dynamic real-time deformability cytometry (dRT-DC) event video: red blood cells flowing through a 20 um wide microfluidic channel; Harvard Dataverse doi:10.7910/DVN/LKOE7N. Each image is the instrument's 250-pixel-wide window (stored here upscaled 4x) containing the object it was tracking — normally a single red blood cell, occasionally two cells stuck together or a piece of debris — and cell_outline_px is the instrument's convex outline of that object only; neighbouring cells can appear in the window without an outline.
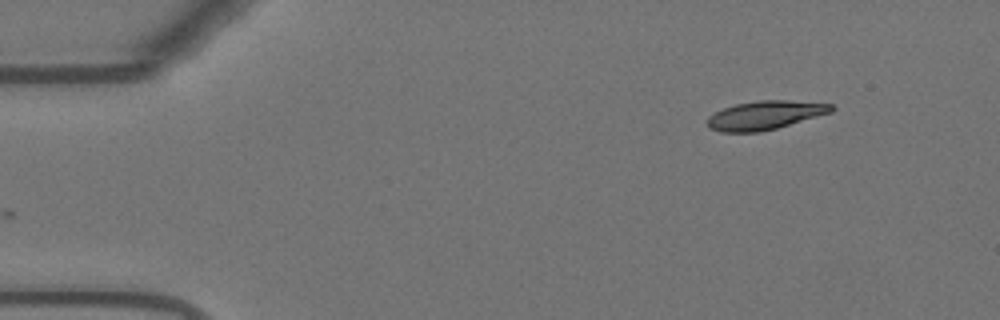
{"species": "Egyptian fruit bat (a non-hibernating species)", "species_latin": "Rousettus aegyptiacus", "temperature_condition": "warm", "stored_images_in_passage": 47, "camera_frame_rate_fps": 3000, "um_per_image_px": 0.085, "animal": {"sex": "female"}, "frame": {"image": 1, "passage_image": 1, "time_ms": 0.0, "image_size_px": [1000, 320], "cell_outline_px": [[836, 108], [832, 112], [776, 128], [760, 132], [720, 132], [708, 128], [708, 116], [724, 108], [736, 104], [760, 100], [788, 100], [832, 104]], "centroid_in_image_um": [65.03, 9.79], "position_along_channel_um": 20.0, "area_um2": 20.63}}
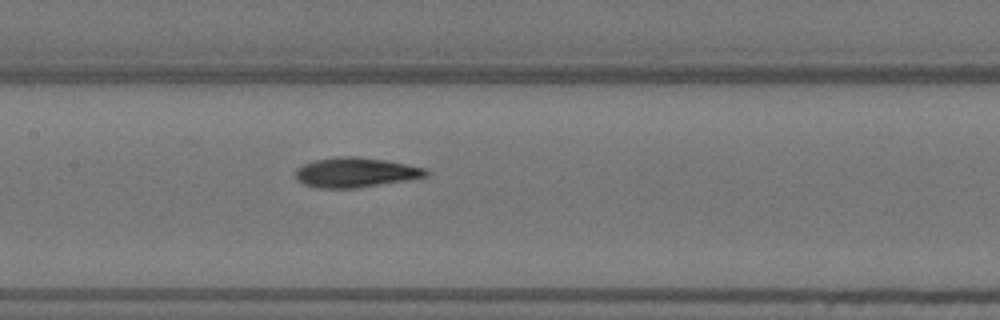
{"frame": {"image": 2, "passage_image": 21, "time_ms": 6.667, "image_size_px": [1000, 320], "cell_outline_px": [[428, 176], [356, 188], [316, 188], [304, 184], [296, 180], [296, 172], [304, 164], [316, 160], [340, 156], [356, 156], [388, 160], [424, 168], [428, 172]], "centroid_in_image_um": [30.21, 14.65], "position_along_channel_um": 177.2, "area_um2": 22.37}}
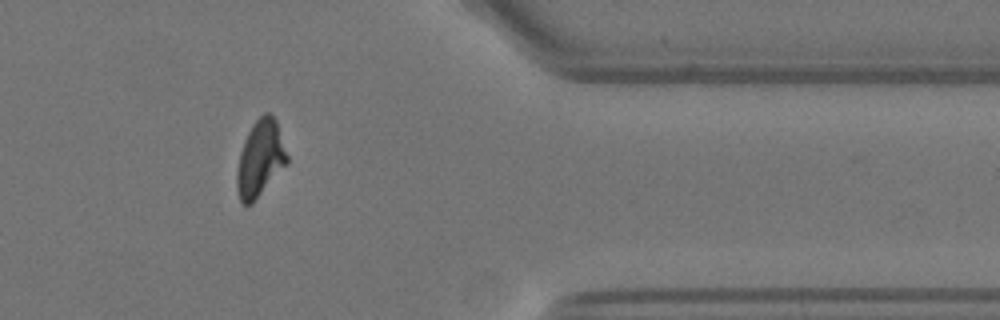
{"frame": {"image": 3, "passage_image": 40, "time_ms": 13.0, "image_size_px": [1000, 320], "cell_outline_px": [[288, 164], [252, 204], [244, 204], [240, 200], [236, 188], [236, 172], [240, 152], [244, 140], [252, 124], [264, 112], [268, 112], [276, 120], [288, 156]], "centroid_in_image_um": [22.12, 13.49], "position_along_channel_um": 389.3, "area_um2": 22.43}}